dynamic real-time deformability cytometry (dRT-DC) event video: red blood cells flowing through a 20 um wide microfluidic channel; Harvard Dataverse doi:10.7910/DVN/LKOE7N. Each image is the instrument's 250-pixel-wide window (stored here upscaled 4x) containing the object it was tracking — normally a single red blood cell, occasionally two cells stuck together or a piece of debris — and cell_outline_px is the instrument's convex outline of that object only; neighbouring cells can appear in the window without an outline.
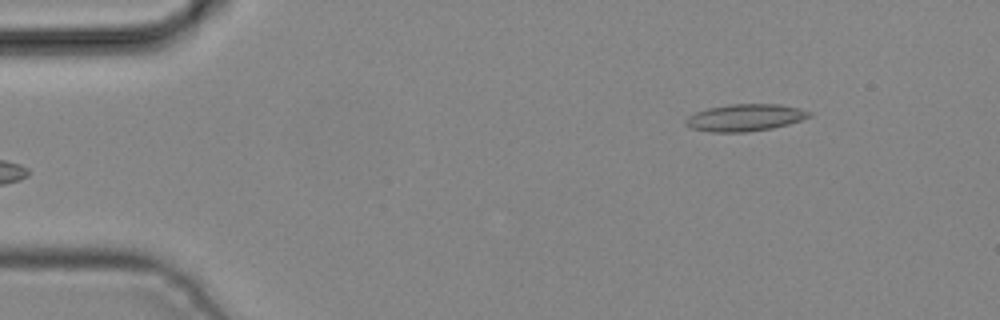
{"species": "common noctule bat (a hibernating species)", "species_latin": "Nyctalus noctula", "temperature_condition": "cold", "stored_images_in_passage": 4, "camera_frame_rate_fps": 3000, "um_per_image_px": 0.085, "animal": {"sex": "male", "body_mass_g": 19.2, "forearm_length_mm": 51.8}, "frame": {"image": 1, "passage_image": 4, "time_ms": 1.0, "image_size_px": [1000, 320], "cell_outline_px": [[812, 116], [788, 124], [772, 128], [744, 132], [712, 132], [692, 128], [684, 124], [684, 120], [688, 116], [696, 112], [708, 108], [728, 104], [780, 104], [800, 108], [812, 112]], "centroid_in_image_um": [63.33, 9.99], "position_along_channel_um": 21.7, "area_um2": 19.48}}